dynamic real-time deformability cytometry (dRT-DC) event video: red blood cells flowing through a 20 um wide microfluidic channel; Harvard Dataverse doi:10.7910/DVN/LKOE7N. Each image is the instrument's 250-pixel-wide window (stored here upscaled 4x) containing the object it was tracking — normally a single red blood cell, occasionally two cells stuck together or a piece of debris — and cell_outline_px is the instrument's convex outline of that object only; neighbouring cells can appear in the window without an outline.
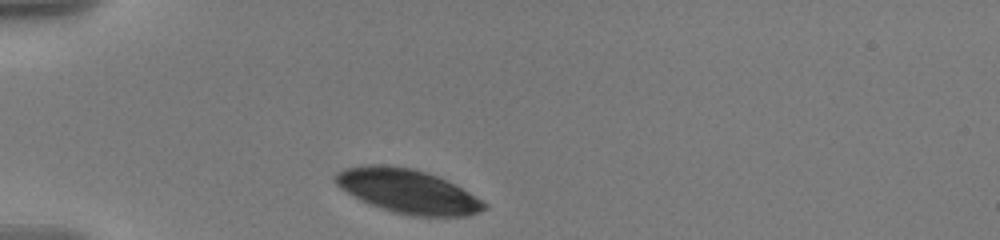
{"species": "human", "species_latin": "Homo sapiens", "temperature_condition": "warm", "stored_images_in_passage": 3, "camera_frame_rate_fps": 3000, "um_per_image_px": 0.085, "donor": {"sex": "male"}, "frame": {"image": 1, "passage_image": 1, "time_ms": 0.0, "image_size_px": [1000, 240], "cell_outline_px": [[488, 208], [480, 212], [468, 216], [412, 216], [392, 212], [380, 208], [360, 200], [340, 188], [336, 184], [332, 176], [336, 172], [344, 168], [364, 164], [376, 164], [412, 168], [428, 172], [468, 192], [488, 204]], "centroid_in_image_um": [34.61, 16.25], "position_along_channel_um": 50.4, "area_um2": 38.21}}
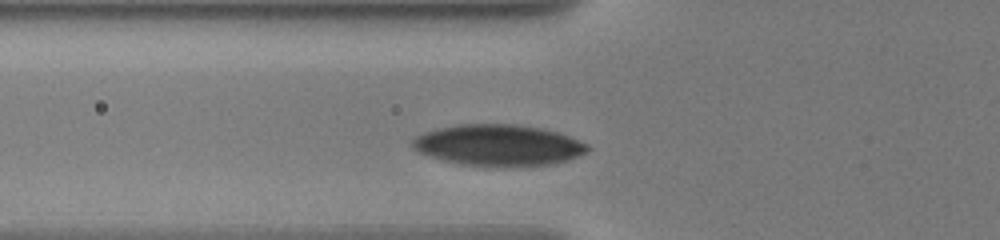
{"frame": {"image": 2, "passage_image": 3, "time_ms": 1.667, "image_size_px": [1000, 240], "cell_outline_px": [[592, 148], [588, 152], [580, 156], [568, 160], [552, 164], [512, 168], [488, 168], [456, 164], [420, 152], [412, 148], [412, 140], [420, 132], [456, 124], [516, 124], [540, 128], [556, 132], [568, 136], [588, 144]], "centroid_in_image_um": [42.37, 12.37], "position_along_channel_um": 83.4, "area_um2": 43.06}}